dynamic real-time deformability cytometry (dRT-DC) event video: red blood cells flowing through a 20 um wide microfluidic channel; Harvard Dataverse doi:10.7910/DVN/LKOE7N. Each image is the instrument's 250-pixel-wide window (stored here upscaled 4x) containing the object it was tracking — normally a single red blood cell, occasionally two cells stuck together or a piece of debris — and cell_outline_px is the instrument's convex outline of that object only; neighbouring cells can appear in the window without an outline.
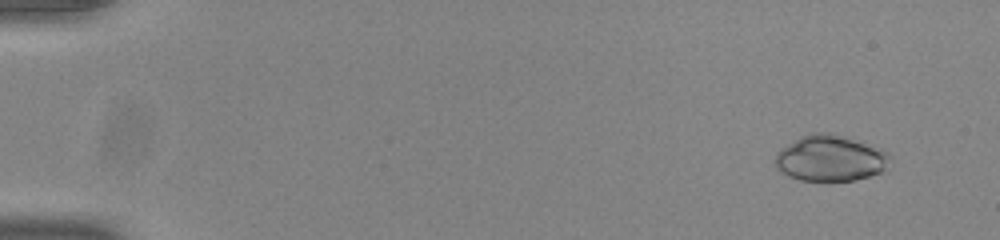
{"species": "common noctule bat (a hibernating species)", "species_latin": "Nyctalus noctula", "temperature_condition": "room temperature", "stored_images_in_passage": 15, "segment_of_instrument_passage": [1, 2], "camera_frame_rate_fps": 3000, "um_per_image_px": 0.085, "animal": {"sex": "male", "body_mass_g": 20.0, "forearm_length_mm": 53.3}, "frame": {"image": 1, "passage_image": 5, "time_ms": 1.333, "image_size_px": [1000, 240], "cell_outline_px": [[888, 156], [884, 168], [880, 172], [856, 180], [800, 180], [788, 176], [776, 168], [776, 152], [780, 148], [800, 136], [812, 132], [828, 132], [880, 148], [888, 152]], "centroid_in_image_um": [70.5, 13.44], "position_along_channel_um": 14.5, "area_um2": 30.29}}